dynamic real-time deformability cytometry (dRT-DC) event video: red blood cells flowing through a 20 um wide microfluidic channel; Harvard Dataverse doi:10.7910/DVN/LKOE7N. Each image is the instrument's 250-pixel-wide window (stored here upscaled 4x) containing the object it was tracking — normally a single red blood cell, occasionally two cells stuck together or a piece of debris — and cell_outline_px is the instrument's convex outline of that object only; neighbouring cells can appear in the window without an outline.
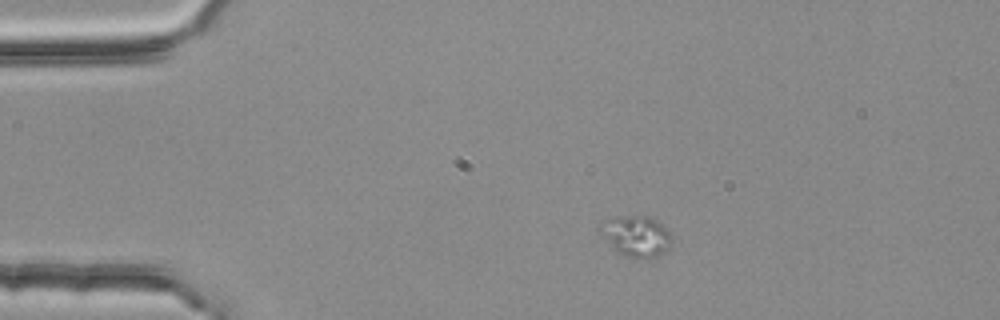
{"species": "common noctule bat (a hibernating species)", "species_latin": "Nyctalus noctula", "temperature_condition": "room temperature", "stored_images_in_passage": 2, "camera_frame_rate_fps": 3000, "um_per_image_px": 0.085, "animal": {"sex": "female", "body_mass_g": 25.1}, "frame": {"image": 1, "passage_image": 1, "time_ms": 0.0, "image_size_px": [1000, 320], "cell_outline_px": [[672, 236], [664, 252], [656, 256], [636, 260], [624, 256], [612, 248], [600, 232], [600, 224], [604, 220], [612, 216], [648, 216], [656, 220], [672, 232]], "centroid_in_image_um": [54.05, 20.06], "position_along_channel_um": 30.9, "area_um2": 17.17}}